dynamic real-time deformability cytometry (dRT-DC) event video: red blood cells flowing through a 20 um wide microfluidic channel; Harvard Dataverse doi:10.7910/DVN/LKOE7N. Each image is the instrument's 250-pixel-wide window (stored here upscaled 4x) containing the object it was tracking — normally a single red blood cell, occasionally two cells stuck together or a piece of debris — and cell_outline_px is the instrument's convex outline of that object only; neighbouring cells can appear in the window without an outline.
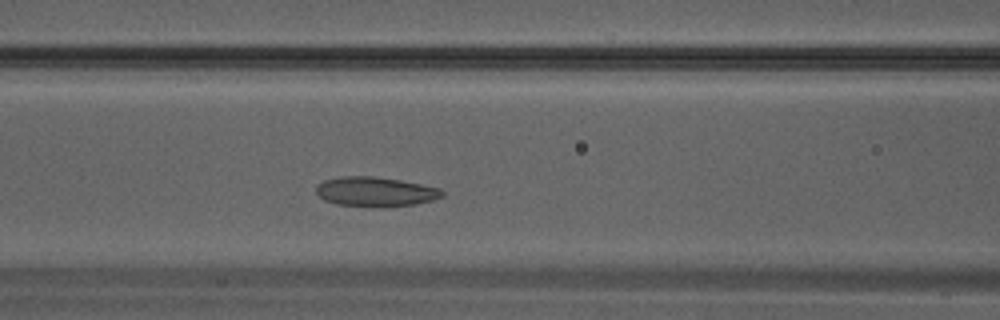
{"species": "Egyptian fruit bat (a non-hibernating species)", "species_latin": "Rousettus aegyptiacus", "temperature_condition": "warm", "stored_images_in_passage": 28, "camera_frame_rate_fps": 3000, "um_per_image_px": 0.085, "animal": {"sex": "male"}, "frame": {"image": 1, "passage_image": 9, "time_ms": 2.667, "image_size_px": [1000, 320], "cell_outline_px": [[444, 196], [432, 200], [412, 204], [376, 208], [368, 208], [336, 204], [324, 200], [316, 192], [316, 184], [324, 180], [340, 176], [372, 176], [400, 180], [440, 188], [444, 192]], "centroid_in_image_um": [31.87, 16.3], "position_along_channel_um": 134.7, "area_um2": 21.96}}
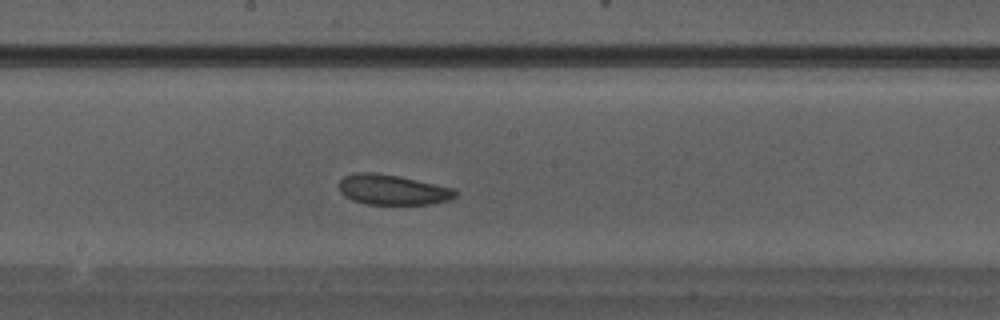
{"frame": {"image": 2, "passage_image": 13, "time_ms": 4.0, "image_size_px": [1000, 320], "cell_outline_px": [[456, 196], [448, 200], [432, 204], [364, 204], [352, 200], [344, 196], [340, 192], [340, 180], [344, 176], [352, 172], [372, 172], [396, 176], [456, 188]], "centroid_in_image_um": [33.35, 16.13], "position_along_channel_um": 214.9, "area_um2": 20.46}}